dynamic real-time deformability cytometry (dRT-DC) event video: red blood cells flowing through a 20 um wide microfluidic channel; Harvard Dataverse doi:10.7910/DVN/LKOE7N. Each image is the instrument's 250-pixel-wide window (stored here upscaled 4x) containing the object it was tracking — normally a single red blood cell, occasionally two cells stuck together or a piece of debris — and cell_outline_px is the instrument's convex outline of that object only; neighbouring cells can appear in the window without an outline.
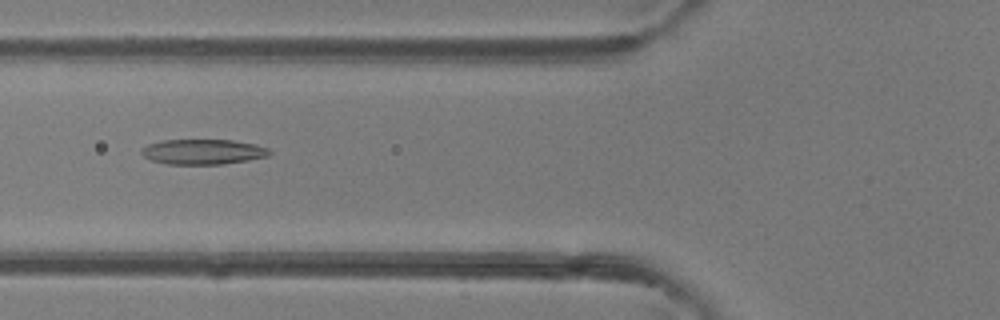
{"species": "common noctule bat (a hibernating species)", "species_latin": "Nyctalus noctula", "temperature_condition": "room temperature", "stored_images_in_passage": 47, "camera_frame_rate_fps": 3000, "um_per_image_px": 0.085, "animal": {"sex": "female"}, "frame": {"image": 1, "passage_image": 18, "time_ms": 5.667, "image_size_px": [1000, 320], "cell_outline_px": [[272, 152], [268, 156], [248, 160], [224, 164], [168, 164], [152, 160], [144, 156], [140, 152], [140, 148], [148, 144], [160, 140], [232, 140], [256, 144], [268, 148]], "centroid_in_image_um": [17.25, 12.89], "position_along_channel_um": 108.6, "area_um2": 18.84}}
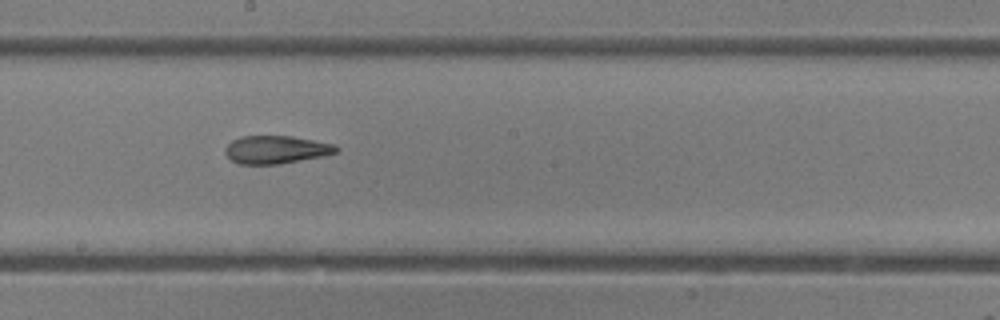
{"frame": {"image": 2, "passage_image": 26, "time_ms": 8.333, "image_size_px": [1000, 320], "cell_outline_px": [[340, 152], [324, 156], [280, 164], [240, 164], [232, 160], [224, 152], [224, 148], [232, 140], [240, 136], [292, 136], [332, 144], [340, 148]], "centroid_in_image_um": [23.48, 12.72], "position_along_channel_um": 224.7, "area_um2": 18.15}}
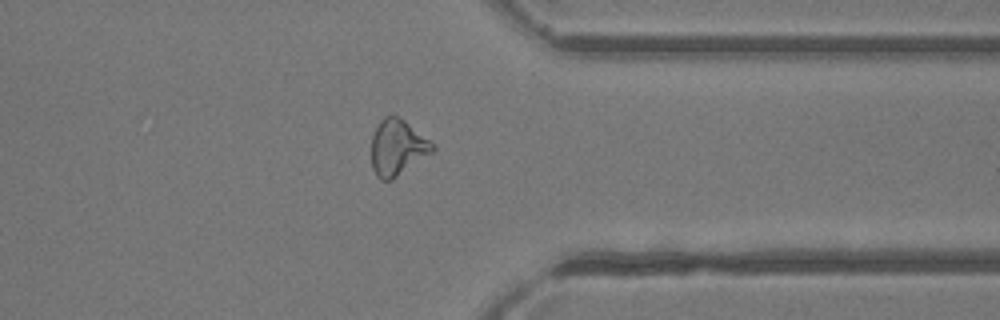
{"frame": {"image": 3, "passage_image": 37, "time_ms": 12.0, "image_size_px": [1000, 320], "cell_outline_px": [[436, 148], [432, 152], [392, 180], [380, 180], [376, 176], [372, 168], [372, 136], [380, 120], [384, 116], [396, 116], [404, 120], [428, 140]], "centroid_in_image_um": [33.74, 12.56], "position_along_channel_um": 377.7, "area_um2": 19.48}, "authors_computed_cell_mechanics": {"area_um2": 19.4786, "velocity_mm_per_s": 4.3472, "shape_relaxation_time_tau1_ms": 8.1354, "shape_relaxation_time_tau2_ms": 2.2834, "deformation_change_tau1": 0.2283, "deformation_change_tau2": 0.1217}}